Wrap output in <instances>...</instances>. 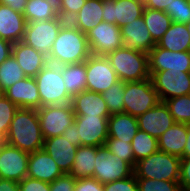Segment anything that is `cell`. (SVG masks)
<instances>
[{"mask_svg":"<svg viewBox=\"0 0 190 191\" xmlns=\"http://www.w3.org/2000/svg\"><path fill=\"white\" fill-rule=\"evenodd\" d=\"M77 148L64 135L44 139L43 149L56 161L63 174L70 173Z\"/></svg>","mask_w":190,"mask_h":191,"instance_id":"20","label":"cell"},{"mask_svg":"<svg viewBox=\"0 0 190 191\" xmlns=\"http://www.w3.org/2000/svg\"><path fill=\"white\" fill-rule=\"evenodd\" d=\"M62 76L68 94L73 97L86 90V65L81 63L63 65Z\"/></svg>","mask_w":190,"mask_h":191,"instance_id":"31","label":"cell"},{"mask_svg":"<svg viewBox=\"0 0 190 191\" xmlns=\"http://www.w3.org/2000/svg\"><path fill=\"white\" fill-rule=\"evenodd\" d=\"M38 86L41 107L71 103L62 76V66L47 63L34 77Z\"/></svg>","mask_w":190,"mask_h":191,"instance_id":"5","label":"cell"},{"mask_svg":"<svg viewBox=\"0 0 190 191\" xmlns=\"http://www.w3.org/2000/svg\"><path fill=\"white\" fill-rule=\"evenodd\" d=\"M95 156V146H79L69 174L75 179L93 177Z\"/></svg>","mask_w":190,"mask_h":191,"instance_id":"30","label":"cell"},{"mask_svg":"<svg viewBox=\"0 0 190 191\" xmlns=\"http://www.w3.org/2000/svg\"><path fill=\"white\" fill-rule=\"evenodd\" d=\"M123 100L124 113L136 118L160 102L150 78L137 82H125Z\"/></svg>","mask_w":190,"mask_h":191,"instance_id":"6","label":"cell"},{"mask_svg":"<svg viewBox=\"0 0 190 191\" xmlns=\"http://www.w3.org/2000/svg\"><path fill=\"white\" fill-rule=\"evenodd\" d=\"M119 80L137 82L150 78L148 53L119 48L106 55Z\"/></svg>","mask_w":190,"mask_h":191,"instance_id":"3","label":"cell"},{"mask_svg":"<svg viewBox=\"0 0 190 191\" xmlns=\"http://www.w3.org/2000/svg\"><path fill=\"white\" fill-rule=\"evenodd\" d=\"M5 96V91L2 88V86L0 85V99L3 98Z\"/></svg>","mask_w":190,"mask_h":191,"instance_id":"53","label":"cell"},{"mask_svg":"<svg viewBox=\"0 0 190 191\" xmlns=\"http://www.w3.org/2000/svg\"><path fill=\"white\" fill-rule=\"evenodd\" d=\"M37 113L44 139L62 135L76 117L71 103L43 106L37 109Z\"/></svg>","mask_w":190,"mask_h":191,"instance_id":"8","label":"cell"},{"mask_svg":"<svg viewBox=\"0 0 190 191\" xmlns=\"http://www.w3.org/2000/svg\"><path fill=\"white\" fill-rule=\"evenodd\" d=\"M142 17L155 43L162 38L172 24V20L166 12L156 9L144 7Z\"/></svg>","mask_w":190,"mask_h":191,"instance_id":"32","label":"cell"},{"mask_svg":"<svg viewBox=\"0 0 190 191\" xmlns=\"http://www.w3.org/2000/svg\"><path fill=\"white\" fill-rule=\"evenodd\" d=\"M124 87L125 82L119 80L102 93L110 115L124 113Z\"/></svg>","mask_w":190,"mask_h":191,"instance_id":"36","label":"cell"},{"mask_svg":"<svg viewBox=\"0 0 190 191\" xmlns=\"http://www.w3.org/2000/svg\"><path fill=\"white\" fill-rule=\"evenodd\" d=\"M186 140L187 124L174 123L157 139L158 150L181 158Z\"/></svg>","mask_w":190,"mask_h":191,"instance_id":"25","label":"cell"},{"mask_svg":"<svg viewBox=\"0 0 190 191\" xmlns=\"http://www.w3.org/2000/svg\"><path fill=\"white\" fill-rule=\"evenodd\" d=\"M122 48L148 53L156 43L151 38L143 17L121 27Z\"/></svg>","mask_w":190,"mask_h":191,"instance_id":"18","label":"cell"},{"mask_svg":"<svg viewBox=\"0 0 190 191\" xmlns=\"http://www.w3.org/2000/svg\"><path fill=\"white\" fill-rule=\"evenodd\" d=\"M5 96L18 108L39 109L41 100L34 77H25L5 90Z\"/></svg>","mask_w":190,"mask_h":191,"instance_id":"19","label":"cell"},{"mask_svg":"<svg viewBox=\"0 0 190 191\" xmlns=\"http://www.w3.org/2000/svg\"><path fill=\"white\" fill-rule=\"evenodd\" d=\"M12 55L26 77H35L48 63V57L22 41L13 44Z\"/></svg>","mask_w":190,"mask_h":191,"instance_id":"23","label":"cell"},{"mask_svg":"<svg viewBox=\"0 0 190 191\" xmlns=\"http://www.w3.org/2000/svg\"><path fill=\"white\" fill-rule=\"evenodd\" d=\"M131 146L135 162L158 151L157 139L141 130L134 135Z\"/></svg>","mask_w":190,"mask_h":191,"instance_id":"33","label":"cell"},{"mask_svg":"<svg viewBox=\"0 0 190 191\" xmlns=\"http://www.w3.org/2000/svg\"><path fill=\"white\" fill-rule=\"evenodd\" d=\"M133 175V167L109 152L105 146L96 147L93 178L101 184L128 178Z\"/></svg>","mask_w":190,"mask_h":191,"instance_id":"9","label":"cell"},{"mask_svg":"<svg viewBox=\"0 0 190 191\" xmlns=\"http://www.w3.org/2000/svg\"><path fill=\"white\" fill-rule=\"evenodd\" d=\"M179 183L184 189H190V158H181Z\"/></svg>","mask_w":190,"mask_h":191,"instance_id":"46","label":"cell"},{"mask_svg":"<svg viewBox=\"0 0 190 191\" xmlns=\"http://www.w3.org/2000/svg\"><path fill=\"white\" fill-rule=\"evenodd\" d=\"M65 23L60 16L45 21L27 22L22 42L49 57L52 45Z\"/></svg>","mask_w":190,"mask_h":191,"instance_id":"7","label":"cell"},{"mask_svg":"<svg viewBox=\"0 0 190 191\" xmlns=\"http://www.w3.org/2000/svg\"><path fill=\"white\" fill-rule=\"evenodd\" d=\"M26 22H37L59 17L57 0H27L23 12Z\"/></svg>","mask_w":190,"mask_h":191,"instance_id":"29","label":"cell"},{"mask_svg":"<svg viewBox=\"0 0 190 191\" xmlns=\"http://www.w3.org/2000/svg\"><path fill=\"white\" fill-rule=\"evenodd\" d=\"M104 146L109 152L117 155L122 160L127 161L134 168L136 162L134 161L131 142L115 138H107Z\"/></svg>","mask_w":190,"mask_h":191,"instance_id":"37","label":"cell"},{"mask_svg":"<svg viewBox=\"0 0 190 191\" xmlns=\"http://www.w3.org/2000/svg\"><path fill=\"white\" fill-rule=\"evenodd\" d=\"M74 191H104L103 184L93 177L76 179Z\"/></svg>","mask_w":190,"mask_h":191,"instance_id":"45","label":"cell"},{"mask_svg":"<svg viewBox=\"0 0 190 191\" xmlns=\"http://www.w3.org/2000/svg\"><path fill=\"white\" fill-rule=\"evenodd\" d=\"M13 44L0 38V64L12 55Z\"/></svg>","mask_w":190,"mask_h":191,"instance_id":"49","label":"cell"},{"mask_svg":"<svg viewBox=\"0 0 190 191\" xmlns=\"http://www.w3.org/2000/svg\"><path fill=\"white\" fill-rule=\"evenodd\" d=\"M76 179L70 174H63L50 183V191H74Z\"/></svg>","mask_w":190,"mask_h":191,"instance_id":"43","label":"cell"},{"mask_svg":"<svg viewBox=\"0 0 190 191\" xmlns=\"http://www.w3.org/2000/svg\"><path fill=\"white\" fill-rule=\"evenodd\" d=\"M18 184L20 191H50V183L31 177H25Z\"/></svg>","mask_w":190,"mask_h":191,"instance_id":"44","label":"cell"},{"mask_svg":"<svg viewBox=\"0 0 190 191\" xmlns=\"http://www.w3.org/2000/svg\"><path fill=\"white\" fill-rule=\"evenodd\" d=\"M102 12L103 0H86L79 12L69 22L86 34L103 21Z\"/></svg>","mask_w":190,"mask_h":191,"instance_id":"26","label":"cell"},{"mask_svg":"<svg viewBox=\"0 0 190 191\" xmlns=\"http://www.w3.org/2000/svg\"><path fill=\"white\" fill-rule=\"evenodd\" d=\"M26 3L27 0H0V4L7 5L14 11L20 12L22 14L25 10Z\"/></svg>","mask_w":190,"mask_h":191,"instance_id":"50","label":"cell"},{"mask_svg":"<svg viewBox=\"0 0 190 191\" xmlns=\"http://www.w3.org/2000/svg\"><path fill=\"white\" fill-rule=\"evenodd\" d=\"M62 135L66 136L71 144L75 145V146H81V139L78 138V134H77V126L75 123H73L72 125H70L63 133Z\"/></svg>","mask_w":190,"mask_h":191,"instance_id":"48","label":"cell"},{"mask_svg":"<svg viewBox=\"0 0 190 191\" xmlns=\"http://www.w3.org/2000/svg\"><path fill=\"white\" fill-rule=\"evenodd\" d=\"M139 130L158 139L175 122L165 102H159L138 118Z\"/></svg>","mask_w":190,"mask_h":191,"instance_id":"17","label":"cell"},{"mask_svg":"<svg viewBox=\"0 0 190 191\" xmlns=\"http://www.w3.org/2000/svg\"><path fill=\"white\" fill-rule=\"evenodd\" d=\"M172 22L186 24L190 21V4L188 0H174L170 8L165 11Z\"/></svg>","mask_w":190,"mask_h":191,"instance_id":"40","label":"cell"},{"mask_svg":"<svg viewBox=\"0 0 190 191\" xmlns=\"http://www.w3.org/2000/svg\"><path fill=\"white\" fill-rule=\"evenodd\" d=\"M18 107L6 96L0 99V141L7 137L9 126Z\"/></svg>","mask_w":190,"mask_h":191,"instance_id":"39","label":"cell"},{"mask_svg":"<svg viewBox=\"0 0 190 191\" xmlns=\"http://www.w3.org/2000/svg\"><path fill=\"white\" fill-rule=\"evenodd\" d=\"M185 25H186V27H187V30H188V32H189V35H190V21H189V22H187Z\"/></svg>","mask_w":190,"mask_h":191,"instance_id":"54","label":"cell"},{"mask_svg":"<svg viewBox=\"0 0 190 191\" xmlns=\"http://www.w3.org/2000/svg\"><path fill=\"white\" fill-rule=\"evenodd\" d=\"M27 167V177L47 183L63 175L56 161L44 149L30 153Z\"/></svg>","mask_w":190,"mask_h":191,"instance_id":"21","label":"cell"},{"mask_svg":"<svg viewBox=\"0 0 190 191\" xmlns=\"http://www.w3.org/2000/svg\"><path fill=\"white\" fill-rule=\"evenodd\" d=\"M104 191H138V183L135 175L110 183L103 184Z\"/></svg>","mask_w":190,"mask_h":191,"instance_id":"42","label":"cell"},{"mask_svg":"<svg viewBox=\"0 0 190 191\" xmlns=\"http://www.w3.org/2000/svg\"><path fill=\"white\" fill-rule=\"evenodd\" d=\"M91 55L86 34L66 22L55 39L48 62L59 66L84 62Z\"/></svg>","mask_w":190,"mask_h":191,"instance_id":"1","label":"cell"},{"mask_svg":"<svg viewBox=\"0 0 190 191\" xmlns=\"http://www.w3.org/2000/svg\"><path fill=\"white\" fill-rule=\"evenodd\" d=\"M30 153L0 142V178L20 182L28 174Z\"/></svg>","mask_w":190,"mask_h":191,"instance_id":"13","label":"cell"},{"mask_svg":"<svg viewBox=\"0 0 190 191\" xmlns=\"http://www.w3.org/2000/svg\"><path fill=\"white\" fill-rule=\"evenodd\" d=\"M0 191H20L18 182L0 178Z\"/></svg>","mask_w":190,"mask_h":191,"instance_id":"51","label":"cell"},{"mask_svg":"<svg viewBox=\"0 0 190 191\" xmlns=\"http://www.w3.org/2000/svg\"><path fill=\"white\" fill-rule=\"evenodd\" d=\"M190 72V51L173 52L159 47L157 44L148 52V71Z\"/></svg>","mask_w":190,"mask_h":191,"instance_id":"16","label":"cell"},{"mask_svg":"<svg viewBox=\"0 0 190 191\" xmlns=\"http://www.w3.org/2000/svg\"><path fill=\"white\" fill-rule=\"evenodd\" d=\"M149 74L161 102L173 97L190 95V72L169 69Z\"/></svg>","mask_w":190,"mask_h":191,"instance_id":"10","label":"cell"},{"mask_svg":"<svg viewBox=\"0 0 190 191\" xmlns=\"http://www.w3.org/2000/svg\"><path fill=\"white\" fill-rule=\"evenodd\" d=\"M91 54L106 56L108 53L122 48L121 27L108 22L99 24L86 33Z\"/></svg>","mask_w":190,"mask_h":191,"instance_id":"12","label":"cell"},{"mask_svg":"<svg viewBox=\"0 0 190 191\" xmlns=\"http://www.w3.org/2000/svg\"><path fill=\"white\" fill-rule=\"evenodd\" d=\"M26 20L22 13L0 4V38L12 44L22 41Z\"/></svg>","mask_w":190,"mask_h":191,"instance_id":"22","label":"cell"},{"mask_svg":"<svg viewBox=\"0 0 190 191\" xmlns=\"http://www.w3.org/2000/svg\"><path fill=\"white\" fill-rule=\"evenodd\" d=\"M25 77L26 75L13 55L0 64V85L4 91Z\"/></svg>","mask_w":190,"mask_h":191,"instance_id":"34","label":"cell"},{"mask_svg":"<svg viewBox=\"0 0 190 191\" xmlns=\"http://www.w3.org/2000/svg\"><path fill=\"white\" fill-rule=\"evenodd\" d=\"M164 102L175 123L190 124V95L173 97Z\"/></svg>","mask_w":190,"mask_h":191,"instance_id":"35","label":"cell"},{"mask_svg":"<svg viewBox=\"0 0 190 191\" xmlns=\"http://www.w3.org/2000/svg\"><path fill=\"white\" fill-rule=\"evenodd\" d=\"M110 115L76 116L78 138L81 146H104L108 138V118Z\"/></svg>","mask_w":190,"mask_h":191,"instance_id":"14","label":"cell"},{"mask_svg":"<svg viewBox=\"0 0 190 191\" xmlns=\"http://www.w3.org/2000/svg\"><path fill=\"white\" fill-rule=\"evenodd\" d=\"M143 0H103V21L119 27L142 17Z\"/></svg>","mask_w":190,"mask_h":191,"instance_id":"15","label":"cell"},{"mask_svg":"<svg viewBox=\"0 0 190 191\" xmlns=\"http://www.w3.org/2000/svg\"><path fill=\"white\" fill-rule=\"evenodd\" d=\"M4 142L28 153L43 149L44 138L37 109L18 108Z\"/></svg>","mask_w":190,"mask_h":191,"instance_id":"2","label":"cell"},{"mask_svg":"<svg viewBox=\"0 0 190 191\" xmlns=\"http://www.w3.org/2000/svg\"><path fill=\"white\" fill-rule=\"evenodd\" d=\"M181 158H190V124H187V140Z\"/></svg>","mask_w":190,"mask_h":191,"instance_id":"52","label":"cell"},{"mask_svg":"<svg viewBox=\"0 0 190 191\" xmlns=\"http://www.w3.org/2000/svg\"><path fill=\"white\" fill-rule=\"evenodd\" d=\"M86 90L103 93L119 81L106 56L91 54L86 60Z\"/></svg>","mask_w":190,"mask_h":191,"instance_id":"11","label":"cell"},{"mask_svg":"<svg viewBox=\"0 0 190 191\" xmlns=\"http://www.w3.org/2000/svg\"><path fill=\"white\" fill-rule=\"evenodd\" d=\"M181 158L157 151L136 162L133 174L136 178L179 181Z\"/></svg>","mask_w":190,"mask_h":191,"instance_id":"4","label":"cell"},{"mask_svg":"<svg viewBox=\"0 0 190 191\" xmlns=\"http://www.w3.org/2000/svg\"><path fill=\"white\" fill-rule=\"evenodd\" d=\"M138 191H182L184 188L179 181L154 180L136 178Z\"/></svg>","mask_w":190,"mask_h":191,"instance_id":"38","label":"cell"},{"mask_svg":"<svg viewBox=\"0 0 190 191\" xmlns=\"http://www.w3.org/2000/svg\"><path fill=\"white\" fill-rule=\"evenodd\" d=\"M156 44L173 52L190 51V35L186 25L172 22L169 29Z\"/></svg>","mask_w":190,"mask_h":191,"instance_id":"28","label":"cell"},{"mask_svg":"<svg viewBox=\"0 0 190 191\" xmlns=\"http://www.w3.org/2000/svg\"><path fill=\"white\" fill-rule=\"evenodd\" d=\"M144 7L156 9L159 11H165L166 8H170L174 0H143Z\"/></svg>","mask_w":190,"mask_h":191,"instance_id":"47","label":"cell"},{"mask_svg":"<svg viewBox=\"0 0 190 191\" xmlns=\"http://www.w3.org/2000/svg\"><path fill=\"white\" fill-rule=\"evenodd\" d=\"M138 130V119L130 114H112L108 118V138L132 142Z\"/></svg>","mask_w":190,"mask_h":191,"instance_id":"27","label":"cell"},{"mask_svg":"<svg viewBox=\"0 0 190 191\" xmlns=\"http://www.w3.org/2000/svg\"><path fill=\"white\" fill-rule=\"evenodd\" d=\"M86 0H57L59 16L69 22L82 8Z\"/></svg>","mask_w":190,"mask_h":191,"instance_id":"41","label":"cell"},{"mask_svg":"<svg viewBox=\"0 0 190 191\" xmlns=\"http://www.w3.org/2000/svg\"><path fill=\"white\" fill-rule=\"evenodd\" d=\"M71 105L76 116L110 115L102 93L84 90L72 97Z\"/></svg>","mask_w":190,"mask_h":191,"instance_id":"24","label":"cell"}]
</instances>
